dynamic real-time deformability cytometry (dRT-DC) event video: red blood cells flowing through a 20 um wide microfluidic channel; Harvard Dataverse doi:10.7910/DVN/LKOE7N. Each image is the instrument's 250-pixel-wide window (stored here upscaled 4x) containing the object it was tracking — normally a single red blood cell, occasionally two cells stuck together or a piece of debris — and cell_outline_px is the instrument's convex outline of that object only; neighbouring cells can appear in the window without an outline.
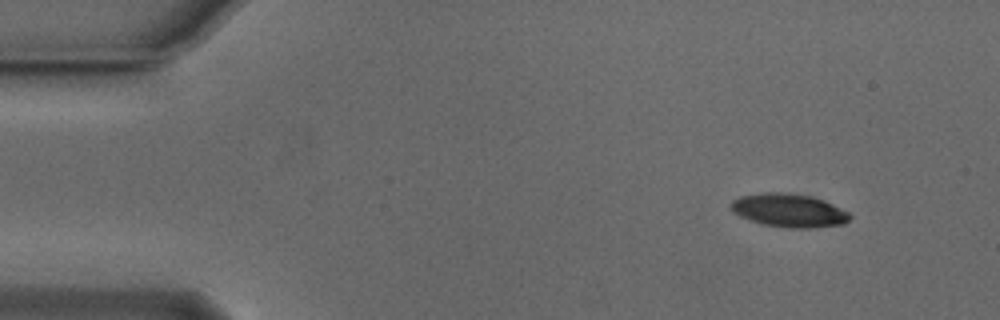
{"species": "Egyptian fruit bat (a non-hibernating species)", "species_latin": "Rousettus aegyptiacus", "temperature_condition": "cold", "stored_images_in_passage": 49, "camera_frame_rate_fps": 3000, "um_per_image_px": 0.085, "animal": {"sex": "male"}, "frame": {"image": 1, "passage_image": 1, "time_ms": 0.0, "image_size_px": [1000, 320], "cell_outline_px": [[852, 216], [844, 224], [808, 228], [792, 228], [764, 224], [740, 216], [732, 212], [732, 200], [740, 196], [760, 192], [788, 192], [812, 196], [824, 200], [848, 212]], "centroid_in_image_um": [67.07, 17.86], "position_along_channel_um": 17.9, "area_um2": 23.06}}
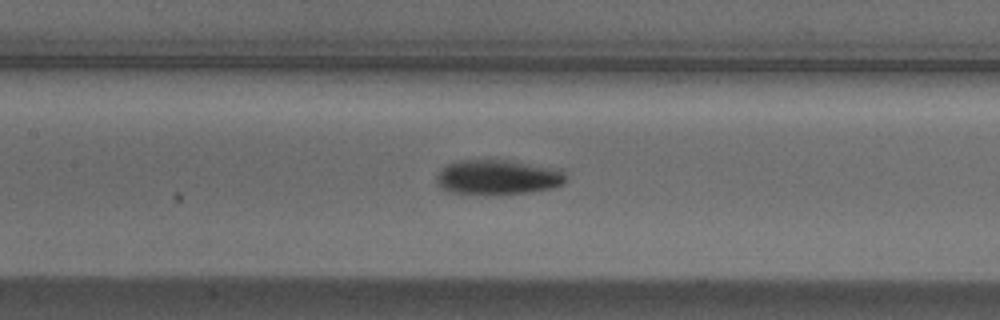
{"frame": {"image": 2, "passage_image": 20, "time_ms": 6.333, "image_size_px": [1000, 320], "cell_outline_px": [[568, 180], [564, 184], [552, 188], [528, 192], [500, 196], [484, 196], [452, 192], [440, 188], [436, 184], [436, 176], [448, 164], [460, 160], [504, 160], [560, 168], [568, 176]], "centroid_in_image_um": [42.35, 15.1], "position_along_channel_um": 165.0, "area_um2": 26.99}}
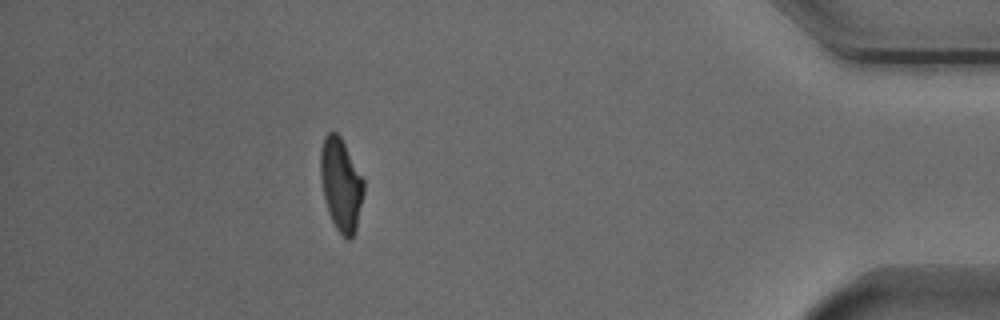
{"frame": {"image": 3, "passage_image": 43, "time_ms": 14.0, "image_size_px": [1000, 320], "cell_outline_px": [[364, 192], [356, 232], [348, 240], [336, 228], [328, 212], [324, 200], [320, 180], [320, 148], [324, 136], [328, 132], [336, 132], [340, 136], [364, 180]], "centroid_in_image_um": [28.97, 15.68], "position_along_channel_um": 406.2, "area_um2": 23.47}, "authors_computed_cell_mechanics": {"area_um2": 24.1604, "velocity_mm_per_s": 3.8462, "shape_relaxation_time_tau1_ms": 3.1755, "shape_relaxation_time_tau2_ms": 3.4369, "deformation_change_tau1": 0.1634, "deformation_change_tau2": 0.0809}}